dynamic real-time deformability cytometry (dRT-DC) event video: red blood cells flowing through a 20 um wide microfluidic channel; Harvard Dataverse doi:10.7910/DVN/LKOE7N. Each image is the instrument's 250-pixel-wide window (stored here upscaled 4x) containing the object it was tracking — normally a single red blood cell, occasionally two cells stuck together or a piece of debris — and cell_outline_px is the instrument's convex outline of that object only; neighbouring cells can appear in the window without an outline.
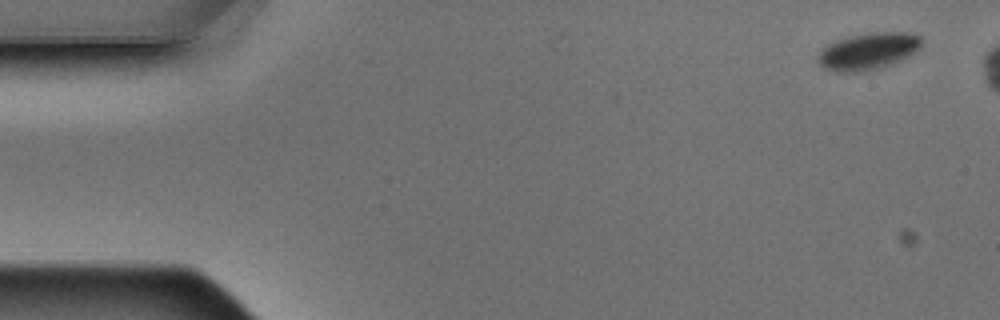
{"species": "Egyptian fruit bat (a non-hibernating species)", "species_latin": "Rousettus aegyptiacus", "temperature_condition": "warm", "stored_images_in_passage": 6, "camera_frame_rate_fps": 3000, "um_per_image_px": 0.085, "animal": {"sex": "male"}, "frame": {"image": 1, "passage_image": 1, "time_ms": 0.0, "image_size_px": [1000, 320], "cell_outline_px": [[920, 48], [916, 52], [892, 64], [880, 68], [856, 72], [836, 72], [824, 68], [816, 60], [816, 56], [820, 48], [836, 40], [848, 36], [872, 32], [908, 32], [920, 36]], "centroid_in_image_um": [73.74, 4.35], "position_along_channel_um": 11.3, "area_um2": 22.48}}